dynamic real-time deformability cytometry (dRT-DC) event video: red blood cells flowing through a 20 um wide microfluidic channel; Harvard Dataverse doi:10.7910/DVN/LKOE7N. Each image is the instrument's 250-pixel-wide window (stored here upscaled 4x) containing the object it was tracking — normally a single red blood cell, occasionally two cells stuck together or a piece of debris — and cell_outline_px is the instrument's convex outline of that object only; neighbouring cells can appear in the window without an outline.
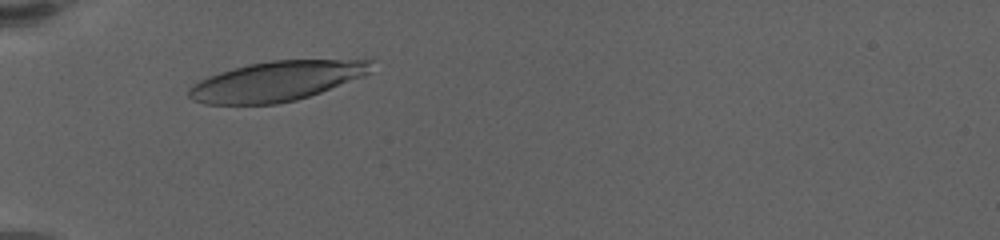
{"species": "human", "species_latin": "Homo sapiens", "temperature_condition": "warm", "stored_images_in_passage": 8, "camera_frame_rate_fps": 3000, "um_per_image_px": 0.085, "donor": {"sex": "female"}, "frame": {"image": 1, "passage_image": 4, "time_ms": 1.333, "image_size_px": [1000, 240], "cell_outline_px": [[376, 60], [372, 72], [364, 76], [320, 92], [296, 100], [276, 104], [204, 104], [192, 100], [188, 96], [188, 88], [192, 84], [208, 76], [220, 72], [248, 64], [272, 60]], "centroid_in_image_um": [23.51, 6.89], "position_along_channel_um": 61.5, "area_um2": 42.31}}
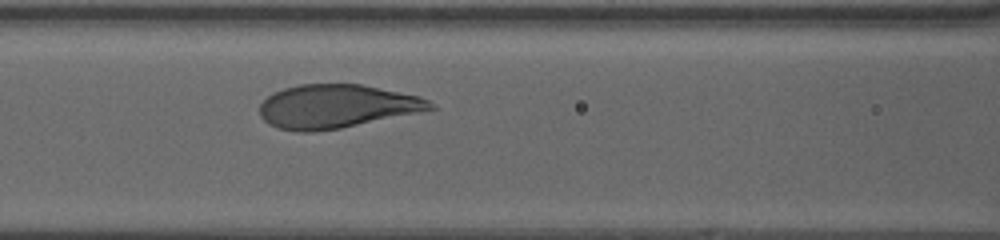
{"frame": {"image": 2, "passage_image": 8, "time_ms": 4.0, "image_size_px": [1000, 240], "cell_outline_px": [[436, 108], [340, 128], [312, 132], [296, 132], [276, 128], [268, 124], [260, 116], [260, 104], [272, 92], [284, 88], [300, 84], [360, 84], [420, 96], [436, 104]], "centroid_in_image_um": [28.55, 9.04], "position_along_channel_um": 138.0, "area_um2": 43.18}}